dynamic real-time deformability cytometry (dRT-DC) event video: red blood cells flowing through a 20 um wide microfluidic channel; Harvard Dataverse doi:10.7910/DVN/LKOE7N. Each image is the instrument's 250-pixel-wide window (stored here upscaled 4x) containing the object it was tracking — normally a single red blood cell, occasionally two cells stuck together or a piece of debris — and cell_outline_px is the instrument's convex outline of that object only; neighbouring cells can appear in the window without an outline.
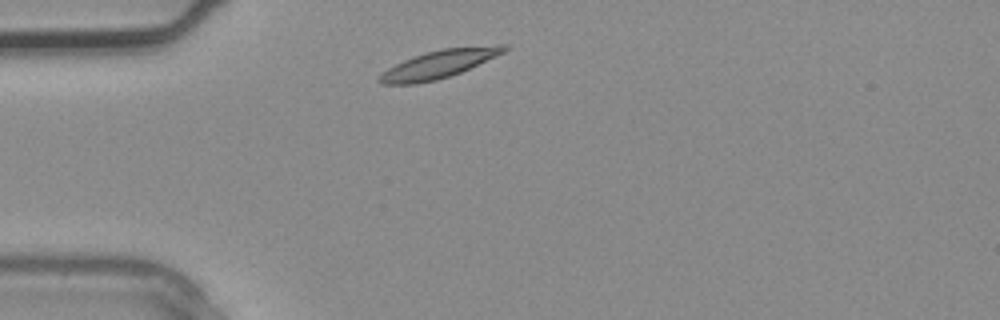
{"species": "common noctule bat (a hibernating species)", "species_latin": "Nyctalus noctula", "temperature_condition": "warm", "stored_images_in_passage": 1, "camera_frame_rate_fps": 3000, "um_per_image_px": 0.085, "animal": {"sex": "male", "body_mass_g": 20.4}, "frame": {"image": 1, "passage_image": 1, "time_ms": 0.0, "image_size_px": [1000, 320], "cell_outline_px": [[508, 48], [504, 52], [460, 72], [436, 80], [416, 84], [380, 84], [376, 80], [388, 68], [412, 56], [444, 48], [500, 44], [508, 44]], "centroid_in_image_um": [37.3, 5.44], "position_along_channel_um": 47.7, "area_um2": 20.06}}